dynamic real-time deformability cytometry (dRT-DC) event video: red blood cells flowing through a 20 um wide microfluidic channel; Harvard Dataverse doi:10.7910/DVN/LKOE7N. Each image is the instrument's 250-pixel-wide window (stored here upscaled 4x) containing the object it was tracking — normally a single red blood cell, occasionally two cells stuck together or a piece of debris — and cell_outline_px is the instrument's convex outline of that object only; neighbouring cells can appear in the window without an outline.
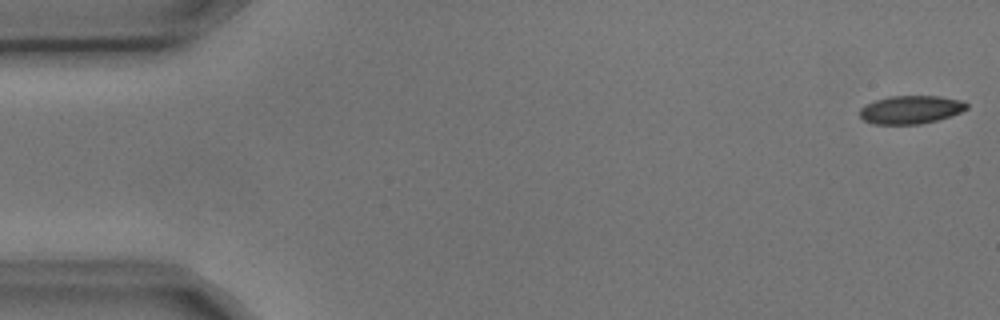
{"species": "common noctule bat (a hibernating species)", "species_latin": "Nyctalus noctula", "temperature_condition": "cold", "stored_images_in_passage": 6, "segment_of_instrument_passage": [1, 2], "camera_frame_rate_fps": 3000, "um_per_image_px": 0.085, "animal": {"sex": "male", "body_mass_g": 17.9, "forearm_length_mm": 54.2}, "frame": {"image": 1, "passage_image": 1, "time_ms": 0.0, "image_size_px": [1000, 320], "cell_outline_px": [[968, 108], [960, 112], [936, 120], [920, 124], [872, 124], [864, 120], [860, 116], [860, 108], [876, 100], [888, 96], [940, 96], [964, 100], [968, 104]], "centroid_in_image_um": [77.43, 9.31], "position_along_channel_um": 7.6, "area_um2": 17.51}}